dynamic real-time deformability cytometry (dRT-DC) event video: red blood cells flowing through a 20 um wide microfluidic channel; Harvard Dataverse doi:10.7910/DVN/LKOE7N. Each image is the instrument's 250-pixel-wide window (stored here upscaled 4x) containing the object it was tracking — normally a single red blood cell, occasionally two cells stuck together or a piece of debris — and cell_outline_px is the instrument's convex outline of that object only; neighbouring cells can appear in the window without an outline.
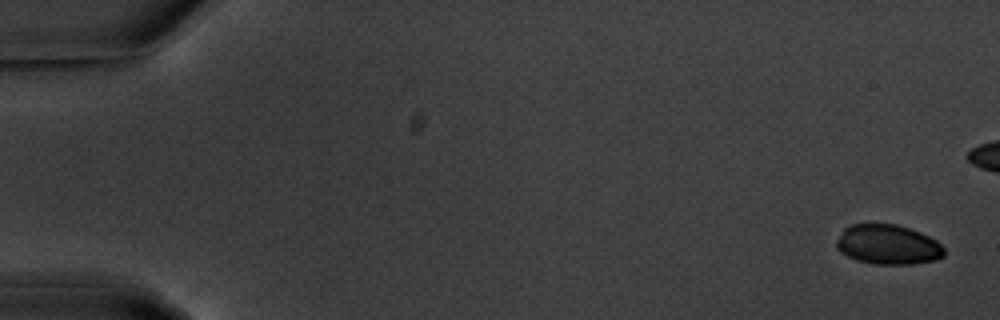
{"species": "common noctule bat (a hibernating species)", "species_latin": "Nyctalus noctula", "temperature_condition": "warm", "stored_images_in_passage": 6, "camera_frame_rate_fps": 3000, "um_per_image_px": 0.085, "animal": {"sex": "male", "body_mass_g": 20.1, "forearm_length_mm": 53.5}, "frame": {"image": 1, "passage_image": 1, "time_ms": 0.0, "image_size_px": [1000, 320], "cell_outline_px": [[944, 256], [936, 260], [912, 264], [872, 264], [856, 260], [840, 252], [836, 248], [836, 240], [844, 228], [852, 224], [896, 224], [920, 232], [936, 240], [944, 248]], "centroid_in_image_um": [75.46, 20.8], "position_along_channel_um": 9.5, "area_um2": 25.03}}